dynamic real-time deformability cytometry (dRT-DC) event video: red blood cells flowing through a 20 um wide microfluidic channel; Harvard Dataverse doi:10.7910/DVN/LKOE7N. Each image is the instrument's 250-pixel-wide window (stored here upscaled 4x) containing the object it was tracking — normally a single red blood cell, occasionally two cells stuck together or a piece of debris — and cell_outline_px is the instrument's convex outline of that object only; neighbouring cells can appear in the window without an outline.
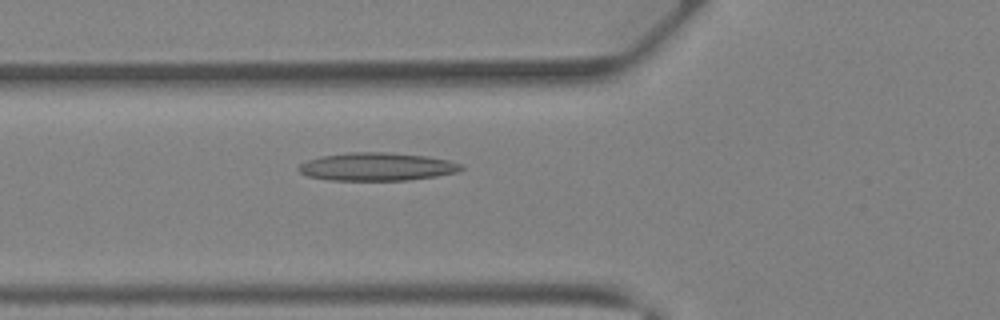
{"species": "Egyptian fruit bat (a non-hibernating species)", "species_latin": "Rousettus aegyptiacus", "temperature_condition": "warm", "stored_images_in_passage": 34, "camera_frame_rate_fps": 3000, "um_per_image_px": 0.085, "animal": {"sex": "female"}, "frame": {"image": 1, "passage_image": 12, "time_ms": 3.667, "image_size_px": [1000, 320], "cell_outline_px": [[464, 168], [456, 172], [436, 176], [408, 180], [328, 180], [308, 176], [300, 172], [296, 168], [300, 164], [308, 160], [320, 156], [352, 152], [384, 152], [428, 156], [448, 160], [460, 164]], "centroid_in_image_um": [32.01, 14.17], "position_along_channel_um": 93.8, "area_um2": 26.47}}
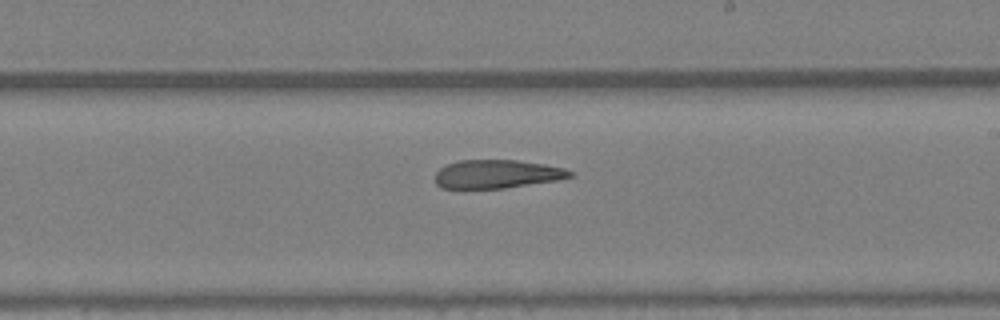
{"frame": {"image": 2, "passage_image": 21, "time_ms": 6.667, "image_size_px": [1000, 320], "cell_outline_px": [[572, 176], [560, 180], [504, 188], [440, 188], [436, 184], [436, 172], [440, 168], [448, 164], [460, 160], [516, 160], [544, 164], [564, 168], [572, 172]], "centroid_in_image_um": [42.25, 14.8], "position_along_channel_um": 246.8, "area_um2": 22.31}}
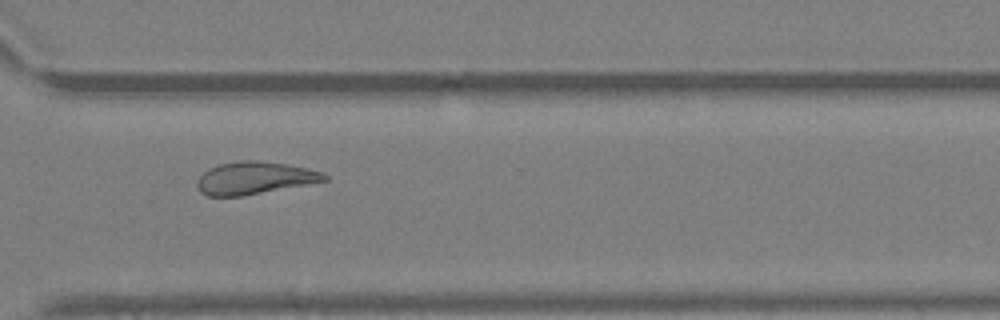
{"frame": {"image": 3, "passage_image": 27, "time_ms": 8.667, "image_size_px": [1000, 320], "cell_outline_px": [[328, 180], [240, 196], [208, 196], [200, 192], [196, 184], [200, 176], [208, 168], [220, 164], [248, 160], [256, 160], [284, 164], [308, 168], [320, 172], [328, 176]], "centroid_in_image_um": [21.6, 15.13], "position_along_channel_um": 349.0, "area_um2": 23.58}}